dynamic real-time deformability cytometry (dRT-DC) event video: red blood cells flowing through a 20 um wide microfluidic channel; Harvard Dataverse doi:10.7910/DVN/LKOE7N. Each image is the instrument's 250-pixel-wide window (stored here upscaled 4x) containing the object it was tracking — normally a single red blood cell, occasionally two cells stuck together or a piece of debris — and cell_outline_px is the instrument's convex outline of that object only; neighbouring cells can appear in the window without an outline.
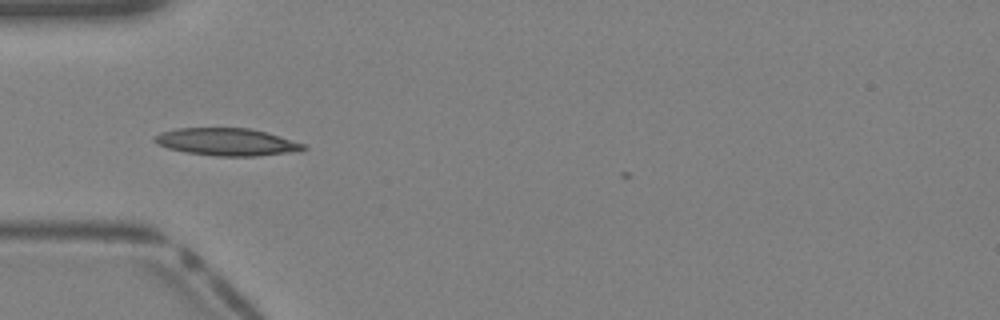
{"species": "Egyptian fruit bat (a non-hibernating species)", "species_latin": "Rousettus aegyptiacus", "temperature_condition": "warm", "stored_images_in_passage": 4, "camera_frame_rate_fps": 3000, "um_per_image_px": 0.085, "animal": {"sex": "female"}, "frame": {"image": 1, "passage_image": 1, "time_ms": 0.0, "image_size_px": [1000, 320], "cell_outline_px": [[308, 148], [300, 152], [256, 156], [216, 156], [184, 152], [168, 148], [156, 144], [152, 140], [160, 132], [176, 128], [252, 128], [268, 132], [304, 144]], "centroid_in_image_um": [19.31, 12.07], "position_along_channel_um": 65.7, "area_um2": 24.1}}
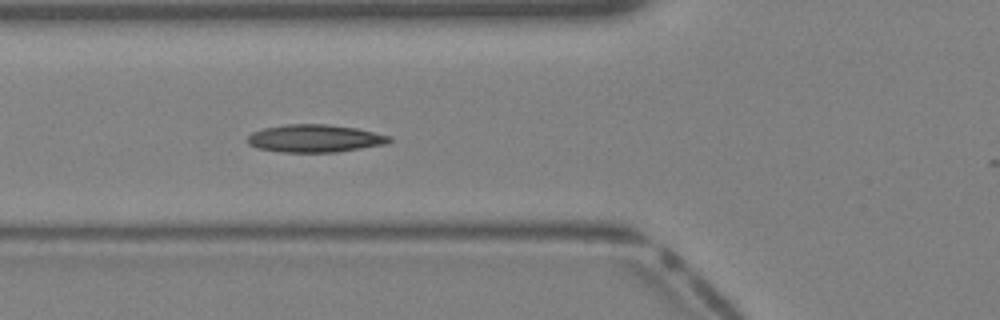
{"frame": {"image": 2, "passage_image": 3, "time_ms": 0.667, "image_size_px": [1000, 320], "cell_outline_px": [[392, 140], [388, 144], [336, 152], [284, 152], [256, 148], [248, 144], [248, 136], [252, 132], [264, 128], [288, 124], [328, 124], [356, 128], [392, 136]], "centroid_in_image_um": [26.79, 11.76], "position_along_channel_um": 99.0, "area_um2": 22.95}}